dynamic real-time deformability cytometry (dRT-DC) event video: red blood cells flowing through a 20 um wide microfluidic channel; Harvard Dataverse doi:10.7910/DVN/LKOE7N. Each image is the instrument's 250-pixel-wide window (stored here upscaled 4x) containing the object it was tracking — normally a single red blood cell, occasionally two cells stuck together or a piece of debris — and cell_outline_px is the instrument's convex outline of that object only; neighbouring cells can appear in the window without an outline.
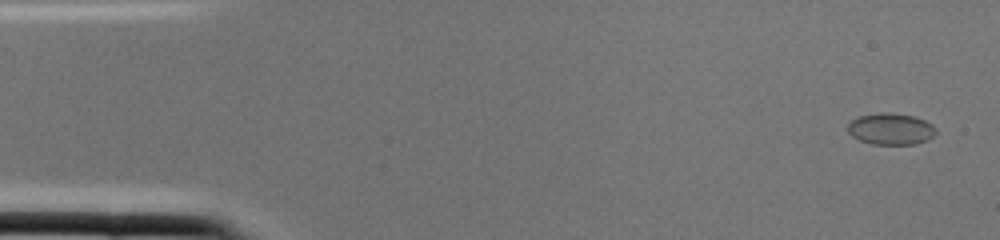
{"species": "common noctule bat (a hibernating species)", "species_latin": "Nyctalus noctula", "temperature_condition": "cold", "stored_images_in_passage": 2, "camera_frame_rate_fps": 3000, "um_per_image_px": 0.085, "animal": {"sex": "female", "body_mass_g": 22.0, "forearm_length_mm": 56.7}, "frame": {"image": 1, "passage_image": 1, "time_ms": 0.0, "image_size_px": [1000, 240], "cell_outline_px": [[936, 132], [928, 140], [916, 144], [872, 144], [860, 140], [852, 136], [848, 132], [848, 124], [852, 120], [860, 116], [880, 112], [888, 112], [916, 116], [932, 124], [936, 128]], "centroid_in_image_um": [75.73, 10.95], "position_along_channel_um": 9.3, "area_um2": 16.24}}
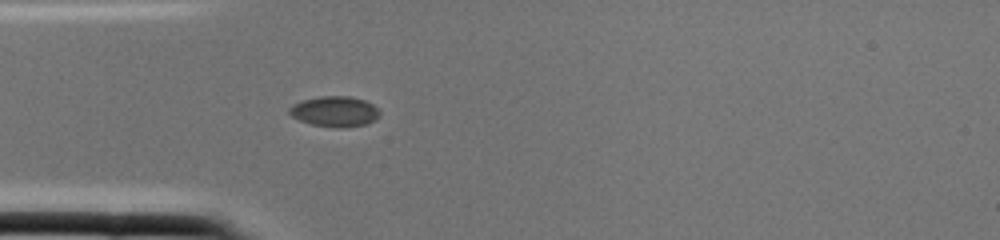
{"frame": {"image": 2, "passage_image": 2, "time_ms": 0.333, "image_size_px": [1000, 240], "cell_outline_px": [[380, 116], [376, 120], [368, 124], [344, 128], [340, 128], [312, 124], [300, 120], [292, 116], [288, 112], [288, 108], [292, 104], [300, 100], [320, 96], [348, 96], [364, 100], [372, 104], [380, 112]], "centroid_in_image_um": [28.45, 9.47], "position_along_channel_um": 56.5, "area_um2": 16.18}}